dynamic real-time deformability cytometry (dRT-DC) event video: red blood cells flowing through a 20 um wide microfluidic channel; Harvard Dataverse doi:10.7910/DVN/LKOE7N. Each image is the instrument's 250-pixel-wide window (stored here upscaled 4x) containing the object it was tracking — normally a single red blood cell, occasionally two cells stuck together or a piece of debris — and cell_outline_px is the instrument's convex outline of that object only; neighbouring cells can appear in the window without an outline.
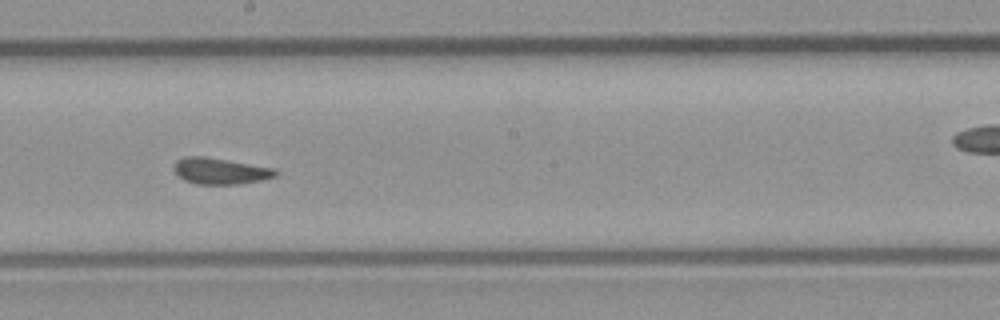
{"species": "common noctule bat (a hibernating species)", "species_latin": "Nyctalus noctula", "temperature_condition": "room temperature", "stored_images_in_passage": 13, "camera_frame_rate_fps": 3000, "um_per_image_px": 0.085, "animal": {"sex": "male", "body_mass_g": 23.1, "forearm_length_mm": 52.7}, "frame": {"image": 1, "passage_image": 8, "time_ms": 2.333, "image_size_px": [1000, 320], "cell_outline_px": [[280, 172], [276, 176], [260, 180], [240, 184], [196, 184], [184, 180], [172, 168], [176, 160], [184, 156], [204, 156], [276, 168]], "centroid_in_image_um": [18.73, 14.53], "position_along_channel_um": 229.5, "area_um2": 15.66}}